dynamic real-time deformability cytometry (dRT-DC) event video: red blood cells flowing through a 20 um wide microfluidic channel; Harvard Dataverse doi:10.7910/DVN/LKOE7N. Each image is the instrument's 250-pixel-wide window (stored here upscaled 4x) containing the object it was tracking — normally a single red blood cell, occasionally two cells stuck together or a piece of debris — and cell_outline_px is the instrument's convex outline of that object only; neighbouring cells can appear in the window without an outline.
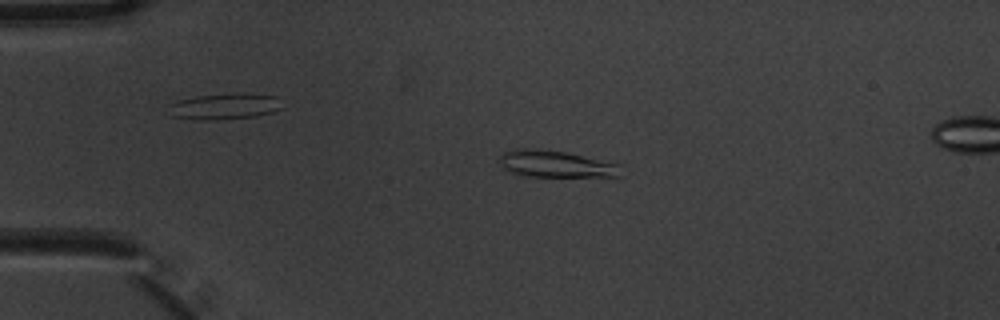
{"species": "common noctule bat (a hibernating species)", "species_latin": "Nyctalus noctula", "temperature_condition": "warm", "stored_images_in_passage": 5, "camera_frame_rate_fps": 3000, "um_per_image_px": 0.085, "animal": {"sex": "male", "body_mass_g": 20.1, "forearm_length_mm": 53.5}, "frame": {"image": 1, "passage_image": 3, "time_ms": 0.667, "image_size_px": [1000, 320], "cell_outline_px": [[624, 164], [620, 176], [524, 176], [504, 172], [500, 164], [500, 156], [504, 152], [516, 148], [532, 148], [564, 152]], "centroid_in_image_um": [47.23, 13.94], "position_along_channel_um": 37.8, "area_um2": 19.25}}